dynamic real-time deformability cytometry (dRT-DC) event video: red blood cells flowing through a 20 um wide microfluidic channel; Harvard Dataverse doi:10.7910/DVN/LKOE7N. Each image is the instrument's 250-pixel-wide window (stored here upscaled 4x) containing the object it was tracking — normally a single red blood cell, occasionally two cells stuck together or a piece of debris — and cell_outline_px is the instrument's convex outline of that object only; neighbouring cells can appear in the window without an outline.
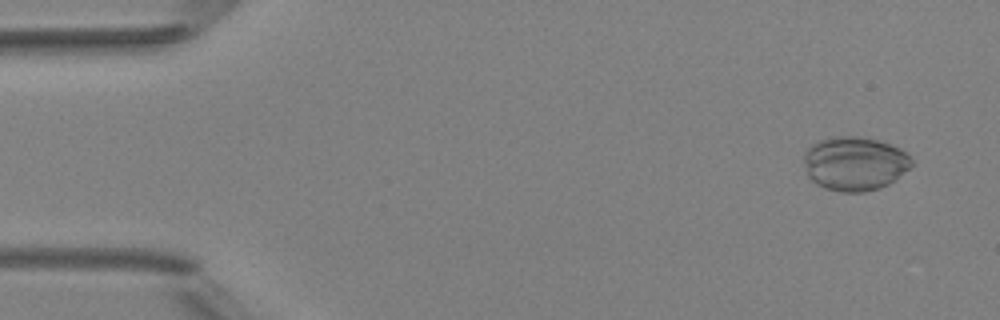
{"species": "Egyptian fruit bat (a non-hibernating species)", "species_latin": "Rousettus aegyptiacus", "temperature_condition": "room temperature", "stored_images_in_passage": 4, "camera_frame_rate_fps": 3000, "um_per_image_px": 0.085, "animal": {"sex": "female"}, "frame": {"image": 1, "passage_image": 1, "time_ms": 0.0, "image_size_px": [1000, 320], "cell_outline_px": [[916, 164], [888, 184], [880, 188], [864, 192], [840, 192], [824, 188], [816, 184], [808, 176], [804, 164], [804, 152], [812, 144], [820, 140], [836, 136], [868, 136], [892, 144], [900, 148]], "centroid_in_image_um": [72.66, 13.89], "position_along_channel_um": 12.3, "area_um2": 34.33}}
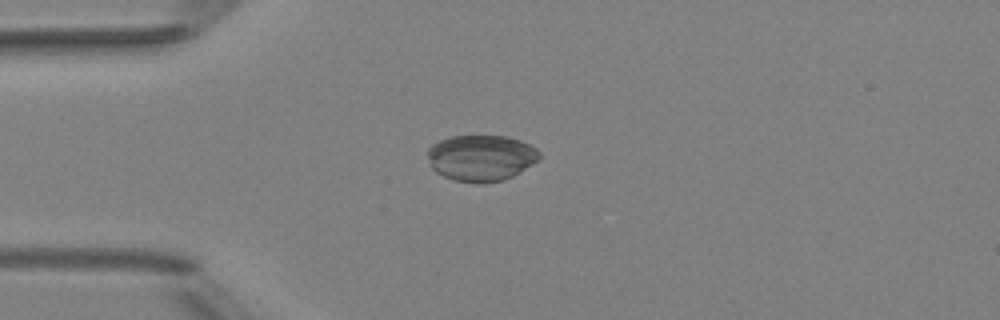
{"frame": {"image": 2, "passage_image": 3, "time_ms": 3.333, "image_size_px": [1000, 320], "cell_outline_px": [[540, 160], [520, 172], [504, 180], [484, 184], [476, 184], [452, 180], [436, 172], [432, 168], [428, 156], [428, 148], [432, 144], [440, 140], [452, 136], [508, 136], [520, 140], [536, 148], [540, 152]], "centroid_in_image_um": [40.91, 13.44], "position_along_channel_um": 44.1, "area_um2": 30.4}}